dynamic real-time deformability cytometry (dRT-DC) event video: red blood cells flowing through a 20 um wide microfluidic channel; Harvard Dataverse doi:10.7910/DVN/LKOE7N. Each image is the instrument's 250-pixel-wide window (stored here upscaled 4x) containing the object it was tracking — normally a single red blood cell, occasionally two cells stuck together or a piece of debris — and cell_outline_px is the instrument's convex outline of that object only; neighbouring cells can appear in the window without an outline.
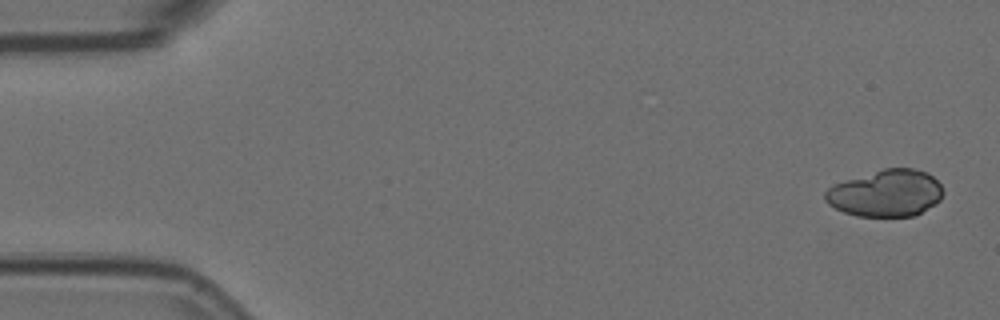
{"species": "Egyptian fruit bat (a non-hibernating species)", "species_latin": "Rousettus aegyptiacus", "temperature_condition": "room temperature", "stored_images_in_passage": 5, "camera_frame_rate_fps": 3000, "um_per_image_px": 0.085, "animal": {"sex": "female"}, "frame": {"image": 1, "passage_image": 1, "time_ms": 0.0, "image_size_px": [1000, 320], "cell_outline_px": [[944, 192], [940, 200], [936, 204], [912, 216], [856, 216], [844, 212], [828, 204], [824, 200], [824, 192], [832, 184], [884, 168], [912, 168], [924, 172], [932, 176], [944, 188]], "centroid_in_image_um": [75.29, 16.42], "position_along_channel_um": 9.7, "area_um2": 32.19}}